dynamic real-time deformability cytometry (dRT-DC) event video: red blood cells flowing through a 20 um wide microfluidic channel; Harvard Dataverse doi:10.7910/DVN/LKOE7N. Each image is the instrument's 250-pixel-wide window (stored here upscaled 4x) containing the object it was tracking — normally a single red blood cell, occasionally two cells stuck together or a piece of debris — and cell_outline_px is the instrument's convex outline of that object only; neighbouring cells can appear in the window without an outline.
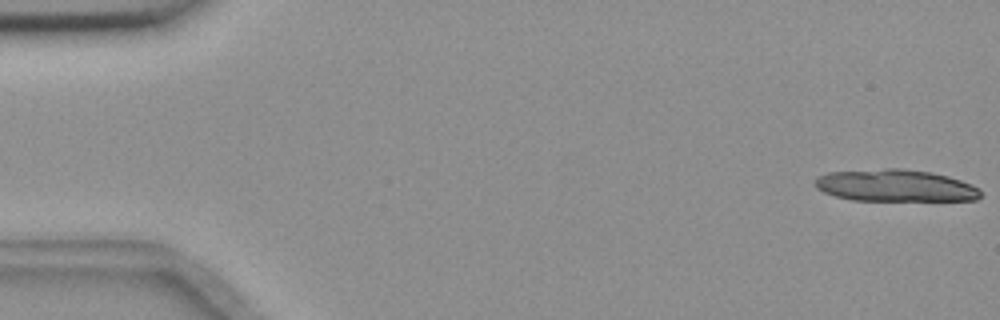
{"species": "common noctule bat (a hibernating species)", "species_latin": "Nyctalus noctula", "temperature_condition": "room temperature", "stored_images_in_passage": 15, "camera_frame_rate_fps": 3000, "um_per_image_px": 0.085, "animal": {"sex": "female", "body_mass_g": 18.4}, "frame": {"image": 1, "passage_image": 1, "time_ms": 0.0, "image_size_px": [1000, 320], "cell_outline_px": [[980, 196], [976, 200], [852, 200], [836, 196], [824, 192], [816, 188], [812, 180], [816, 176], [828, 172], [884, 168], [900, 168], [932, 172], [948, 176], [972, 184], [980, 188]], "centroid_in_image_um": [76.06, 15.76], "position_along_channel_um": 8.9, "area_um2": 31.1}}